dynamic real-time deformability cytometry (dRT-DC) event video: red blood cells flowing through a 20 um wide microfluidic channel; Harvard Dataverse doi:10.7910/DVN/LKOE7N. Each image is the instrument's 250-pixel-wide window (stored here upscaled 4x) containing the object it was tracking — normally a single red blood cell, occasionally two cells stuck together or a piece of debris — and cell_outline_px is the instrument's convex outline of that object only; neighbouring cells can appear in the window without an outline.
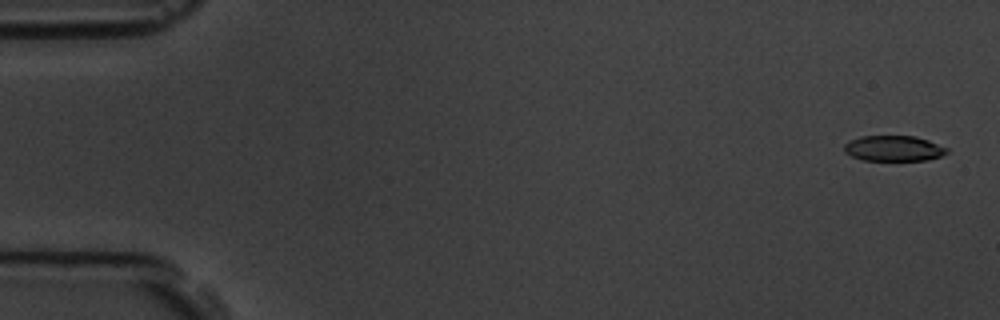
{"species": "common noctule bat (a hibernating species)", "species_latin": "Nyctalus noctula", "temperature_condition": "room temperature", "stored_images_in_passage": 6, "camera_frame_rate_fps": 3000, "um_per_image_px": 0.085, "animal": {"sex": "male", "body_mass_g": 19.5, "forearm_length_mm": 54.6}, "frame": {"image": 1, "passage_image": 1, "time_ms": 0.0, "image_size_px": [1000, 320], "cell_outline_px": [[948, 152], [940, 156], [928, 160], [864, 160], [852, 156], [844, 152], [844, 144], [860, 136], [916, 136], [928, 140], [948, 148]], "centroid_in_image_um": [75.97, 12.61], "position_along_channel_um": 9.0, "area_um2": 15.2}}
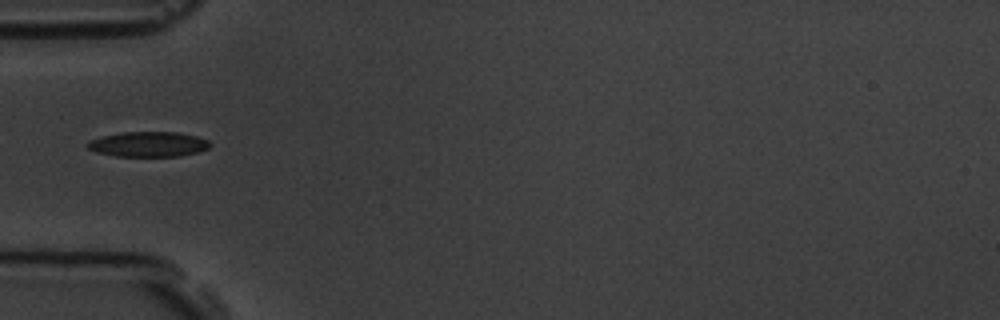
{"frame": {"image": 2, "passage_image": 5, "time_ms": 5.333, "image_size_px": [1000, 320], "cell_outline_px": [[212, 144], [208, 148], [196, 152], [180, 156], [116, 156], [96, 152], [88, 148], [84, 144], [88, 140], [100, 136], [124, 132], [180, 132], [196, 136], [208, 140]], "centroid_in_image_um": [12.57, 12.25], "position_along_channel_um": 72.4, "area_um2": 18.03}}
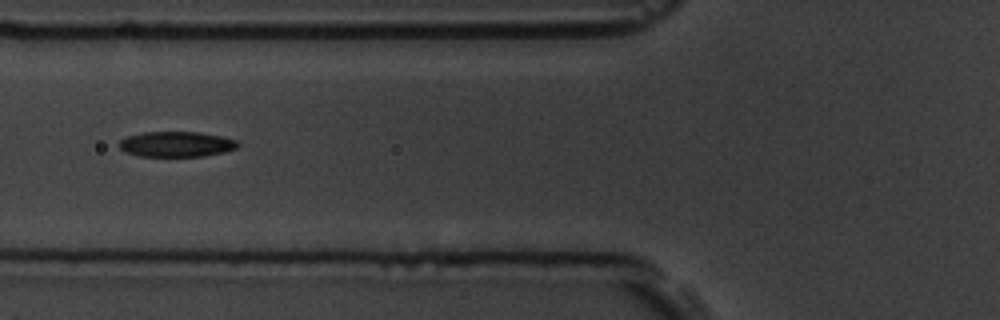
{"frame": {"image": 3, "passage_image": 6, "time_ms": 6.333, "image_size_px": [1000, 320], "cell_outline_px": [[240, 144], [236, 148], [224, 152], [204, 156], [140, 156], [124, 152], [120, 148], [120, 140], [128, 136], [144, 132], [200, 132], [220, 136], [236, 140]], "centroid_in_image_um": [15.0, 12.26], "position_along_channel_um": 110.8, "area_um2": 17.46}}